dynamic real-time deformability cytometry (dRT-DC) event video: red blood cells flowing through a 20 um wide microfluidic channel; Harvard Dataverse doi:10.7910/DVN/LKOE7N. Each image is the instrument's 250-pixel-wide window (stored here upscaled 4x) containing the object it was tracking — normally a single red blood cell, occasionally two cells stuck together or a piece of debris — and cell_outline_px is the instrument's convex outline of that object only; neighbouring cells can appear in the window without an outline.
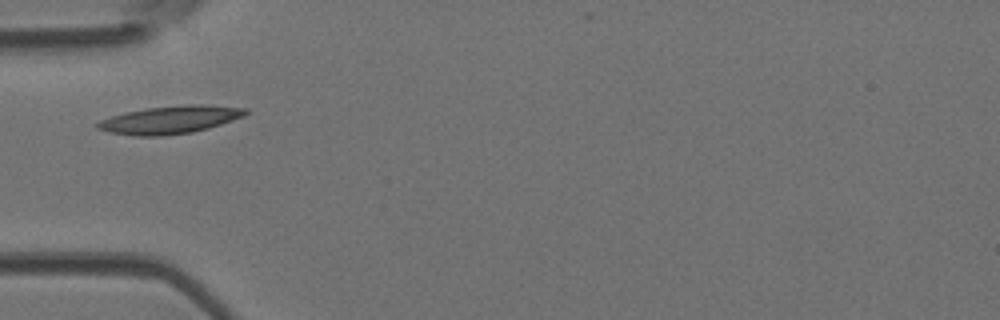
{"species": "Egyptian fruit bat (a non-hibernating species)", "species_latin": "Rousettus aegyptiacus", "temperature_condition": "room temperature", "stored_images_in_passage": 34, "camera_frame_rate_fps": 3000, "um_per_image_px": 0.085, "animal": {"sex": "female"}, "frame": {"image": 1, "passage_image": 1, "time_ms": 0.0, "image_size_px": [1000, 320], "cell_outline_px": [[252, 112], [244, 116], [208, 128], [192, 132], [164, 136], [136, 136], [108, 132], [96, 128], [96, 124], [100, 120], [124, 112], [148, 108], [188, 104], [200, 104], [248, 108]], "centroid_in_image_um": [14.48, 10.18], "position_along_channel_um": 70.5, "area_um2": 24.04}}
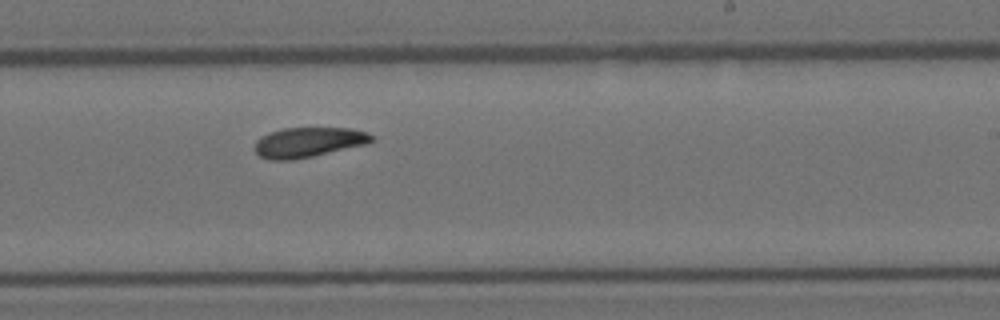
{"frame": {"image": 2, "passage_image": 15, "time_ms": 4.667, "image_size_px": [1000, 320], "cell_outline_px": [[376, 140], [368, 144], [312, 156], [292, 160], [268, 160], [260, 156], [256, 152], [256, 140], [260, 136], [268, 132], [284, 128], [352, 128], [368, 132]], "centroid_in_image_um": [26.23, 12.08], "position_along_channel_um": 262.8, "area_um2": 20.52}}
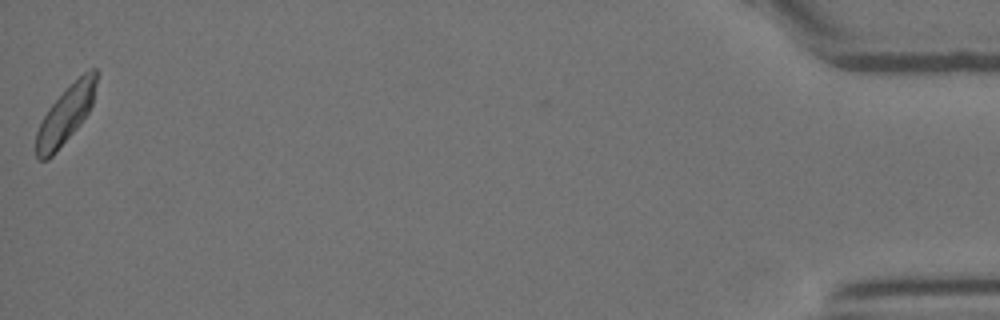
{"frame": {"image": 3, "passage_image": 34, "time_ms": 11.0, "image_size_px": [1000, 320], "cell_outline_px": [[96, 84], [92, 104], [88, 112], [80, 124], [56, 152], [48, 160], [40, 160], [36, 156], [36, 132], [48, 108], [88, 68], [96, 68]], "centroid_in_image_um": [5.57, 9.78], "position_along_channel_um": 429.6, "area_um2": 19.65}, "authors_computed_cell_mechanics": {"area_um2": 20.6346, "velocity_mm_per_s": 4.1254, "shape_relaxation_time_tau1_ms": 3.4715, "shape_relaxation_time_tau2_ms": 3.2454, "deformation_change_tau1": 0.1219, "deformation_change_tau2": 0.0772}}